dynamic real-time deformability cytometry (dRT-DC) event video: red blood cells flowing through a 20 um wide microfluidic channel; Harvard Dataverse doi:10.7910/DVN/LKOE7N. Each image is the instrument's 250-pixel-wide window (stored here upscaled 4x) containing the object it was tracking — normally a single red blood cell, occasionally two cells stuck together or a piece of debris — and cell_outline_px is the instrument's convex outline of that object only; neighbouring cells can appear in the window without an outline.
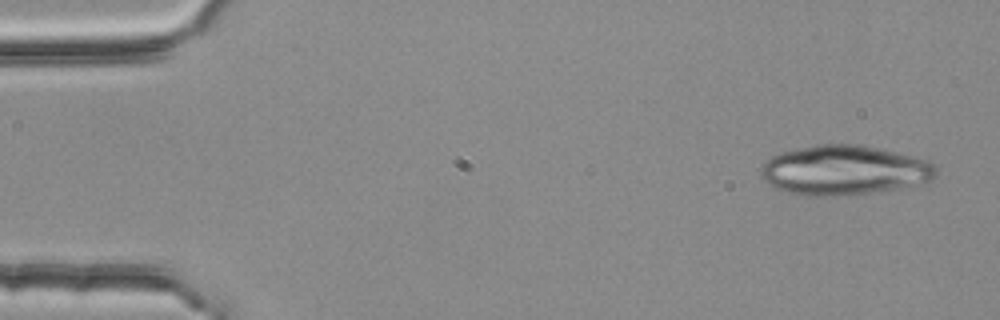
{"species": "common noctule bat (a hibernating species)", "species_latin": "Nyctalus noctula", "temperature_condition": "room temperature", "stored_images_in_passage": 4, "camera_frame_rate_fps": 3000, "um_per_image_px": 0.085, "animal": {"sex": "female", "body_mass_g": 25.1}, "frame": {"image": 1, "passage_image": 1, "time_ms": 0.0, "image_size_px": [1000, 320], "cell_outline_px": [[936, 176], [932, 180], [896, 188], [868, 192], [824, 196], [808, 196], [788, 192], [776, 188], [764, 180], [760, 172], [760, 168], [772, 156], [780, 152], [820, 144], [860, 144], [912, 156], [928, 160], [936, 168]], "centroid_in_image_um": [71.73, 14.45], "position_along_channel_um": 13.3, "area_um2": 49.88}}